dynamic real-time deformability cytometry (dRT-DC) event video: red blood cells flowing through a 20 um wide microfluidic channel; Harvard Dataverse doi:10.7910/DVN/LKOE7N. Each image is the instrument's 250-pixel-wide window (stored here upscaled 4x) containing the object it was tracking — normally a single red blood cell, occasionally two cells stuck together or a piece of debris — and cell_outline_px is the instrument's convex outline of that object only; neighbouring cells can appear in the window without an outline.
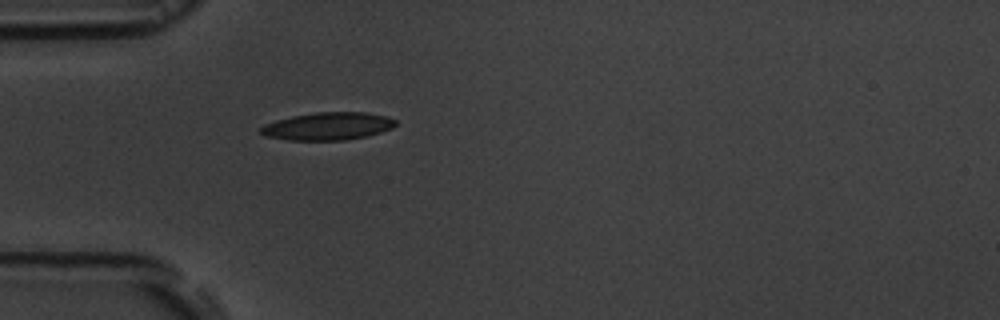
{"species": "common noctule bat (a hibernating species)", "species_latin": "Nyctalus noctula", "temperature_condition": "room temperature", "stored_images_in_passage": 40, "camera_frame_rate_fps": 3000, "um_per_image_px": 0.085, "animal": {"sex": "male", "body_mass_g": 19.5, "forearm_length_mm": 54.6}, "frame": {"image": 1, "passage_image": 1, "time_ms": 0.0, "image_size_px": [1000, 320], "cell_outline_px": [[396, 124], [392, 128], [380, 132], [364, 136], [344, 140], [288, 140], [268, 136], [260, 132], [260, 128], [264, 124], [276, 120], [292, 116], [316, 112], [368, 112], [388, 116], [396, 120]], "centroid_in_image_um": [27.88, 10.71], "position_along_channel_um": 57.1, "area_um2": 21.68}}
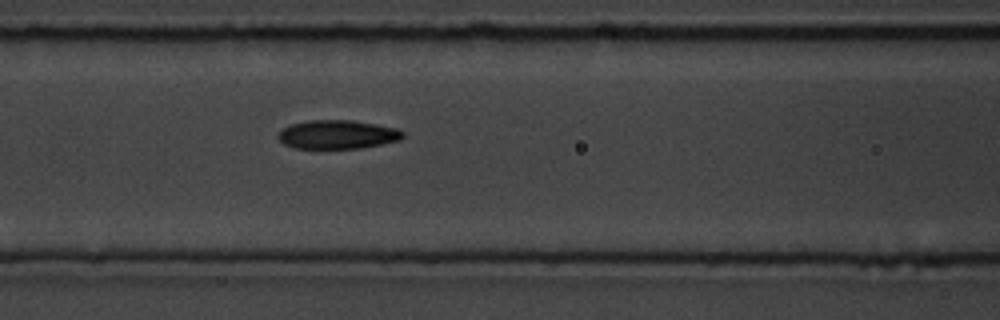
{"frame": {"image": 2, "passage_image": 8, "time_ms": 2.333, "image_size_px": [1000, 320], "cell_outline_px": [[404, 136], [400, 140], [360, 148], [296, 148], [284, 144], [276, 136], [284, 128], [292, 124], [308, 120], [352, 120], [376, 124], [396, 128], [404, 132]], "centroid_in_image_um": [28.69, 11.43], "position_along_channel_um": 137.9, "area_um2": 20.75}}
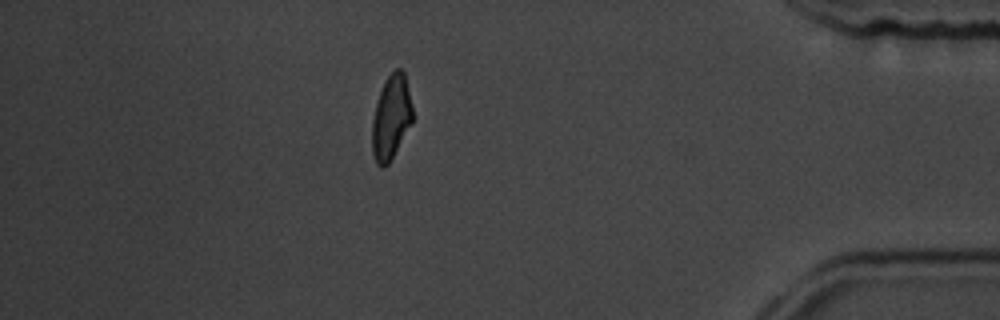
{"frame": {"image": 3, "passage_image": 33, "time_ms": 10.667, "image_size_px": [1000, 320], "cell_outline_px": [[412, 124], [388, 164], [384, 168], [380, 168], [376, 164], [372, 152], [372, 120], [376, 104], [384, 80], [396, 68], [400, 68], [404, 72], [412, 104]], "centroid_in_image_um": [33.24, 10.0], "position_along_channel_um": 402.0, "area_um2": 19.94}, "authors_computed_cell_mechanics": {"area_um2": 20.9814, "velocity_mm_per_s": 3.6693, "shape_relaxation_time_tau1_ms": 5.0127, "shape_relaxation_time_tau2_ms": 2.5131, "deformation_change_tau1": 0.1586, "deformation_change_tau2": 0.0956}}